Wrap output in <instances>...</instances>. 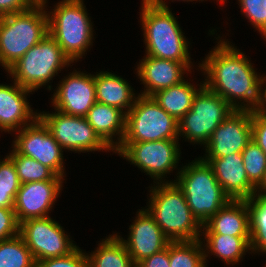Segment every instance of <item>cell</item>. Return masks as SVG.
Instances as JSON below:
<instances>
[{
  "mask_svg": "<svg viewBox=\"0 0 266 267\" xmlns=\"http://www.w3.org/2000/svg\"><path fill=\"white\" fill-rule=\"evenodd\" d=\"M241 153L247 178L257 188L265 175L266 154L253 140L247 144Z\"/></svg>",
  "mask_w": 266,
  "mask_h": 267,
  "instance_id": "obj_32",
  "label": "cell"
},
{
  "mask_svg": "<svg viewBox=\"0 0 266 267\" xmlns=\"http://www.w3.org/2000/svg\"><path fill=\"white\" fill-rule=\"evenodd\" d=\"M35 3H47V0H33Z\"/></svg>",
  "mask_w": 266,
  "mask_h": 267,
  "instance_id": "obj_43",
  "label": "cell"
},
{
  "mask_svg": "<svg viewBox=\"0 0 266 267\" xmlns=\"http://www.w3.org/2000/svg\"><path fill=\"white\" fill-rule=\"evenodd\" d=\"M85 7L83 0H62L47 13L48 33L72 63L85 56L93 43V26Z\"/></svg>",
  "mask_w": 266,
  "mask_h": 267,
  "instance_id": "obj_6",
  "label": "cell"
},
{
  "mask_svg": "<svg viewBox=\"0 0 266 267\" xmlns=\"http://www.w3.org/2000/svg\"><path fill=\"white\" fill-rule=\"evenodd\" d=\"M202 159L212 167L217 181L230 199L247 200L255 194L256 188L247 178L242 153Z\"/></svg>",
  "mask_w": 266,
  "mask_h": 267,
  "instance_id": "obj_19",
  "label": "cell"
},
{
  "mask_svg": "<svg viewBox=\"0 0 266 267\" xmlns=\"http://www.w3.org/2000/svg\"><path fill=\"white\" fill-rule=\"evenodd\" d=\"M20 224L13 208H0V241L19 234Z\"/></svg>",
  "mask_w": 266,
  "mask_h": 267,
  "instance_id": "obj_35",
  "label": "cell"
},
{
  "mask_svg": "<svg viewBox=\"0 0 266 267\" xmlns=\"http://www.w3.org/2000/svg\"><path fill=\"white\" fill-rule=\"evenodd\" d=\"M234 111L225 99L204 85L197 92L191 109L178 121V134L190 143L204 146L218 125Z\"/></svg>",
  "mask_w": 266,
  "mask_h": 267,
  "instance_id": "obj_9",
  "label": "cell"
},
{
  "mask_svg": "<svg viewBox=\"0 0 266 267\" xmlns=\"http://www.w3.org/2000/svg\"><path fill=\"white\" fill-rule=\"evenodd\" d=\"M179 140L121 143L114 151L136 165L154 180L162 182L166 174L177 168L180 159ZM164 176V177H163Z\"/></svg>",
  "mask_w": 266,
  "mask_h": 267,
  "instance_id": "obj_10",
  "label": "cell"
},
{
  "mask_svg": "<svg viewBox=\"0 0 266 267\" xmlns=\"http://www.w3.org/2000/svg\"><path fill=\"white\" fill-rule=\"evenodd\" d=\"M192 62H175L146 55L137 65L138 78L145 86L140 95L152 96L156 92L177 85L190 71Z\"/></svg>",
  "mask_w": 266,
  "mask_h": 267,
  "instance_id": "obj_18",
  "label": "cell"
},
{
  "mask_svg": "<svg viewBox=\"0 0 266 267\" xmlns=\"http://www.w3.org/2000/svg\"><path fill=\"white\" fill-rule=\"evenodd\" d=\"M202 228L203 234L250 236L249 209L246 200L230 199L203 224Z\"/></svg>",
  "mask_w": 266,
  "mask_h": 267,
  "instance_id": "obj_21",
  "label": "cell"
},
{
  "mask_svg": "<svg viewBox=\"0 0 266 267\" xmlns=\"http://www.w3.org/2000/svg\"><path fill=\"white\" fill-rule=\"evenodd\" d=\"M85 118L113 152L120 146L125 135L126 114L123 111L114 106L96 102ZM116 135H118V141H115Z\"/></svg>",
  "mask_w": 266,
  "mask_h": 267,
  "instance_id": "obj_22",
  "label": "cell"
},
{
  "mask_svg": "<svg viewBox=\"0 0 266 267\" xmlns=\"http://www.w3.org/2000/svg\"><path fill=\"white\" fill-rule=\"evenodd\" d=\"M206 244L205 263L209 252L223 260L226 264H236L251 250L250 236H231L222 234H204ZM206 246V248H205ZM207 250V253H206Z\"/></svg>",
  "mask_w": 266,
  "mask_h": 267,
  "instance_id": "obj_25",
  "label": "cell"
},
{
  "mask_svg": "<svg viewBox=\"0 0 266 267\" xmlns=\"http://www.w3.org/2000/svg\"><path fill=\"white\" fill-rule=\"evenodd\" d=\"M87 254L77 247L67 256L40 260L36 267H89Z\"/></svg>",
  "mask_w": 266,
  "mask_h": 267,
  "instance_id": "obj_33",
  "label": "cell"
},
{
  "mask_svg": "<svg viewBox=\"0 0 266 267\" xmlns=\"http://www.w3.org/2000/svg\"><path fill=\"white\" fill-rule=\"evenodd\" d=\"M16 133L13 148L19 154L33 158L64 178L63 148L39 117Z\"/></svg>",
  "mask_w": 266,
  "mask_h": 267,
  "instance_id": "obj_13",
  "label": "cell"
},
{
  "mask_svg": "<svg viewBox=\"0 0 266 267\" xmlns=\"http://www.w3.org/2000/svg\"><path fill=\"white\" fill-rule=\"evenodd\" d=\"M34 4L33 0H0V17L29 10Z\"/></svg>",
  "mask_w": 266,
  "mask_h": 267,
  "instance_id": "obj_37",
  "label": "cell"
},
{
  "mask_svg": "<svg viewBox=\"0 0 266 267\" xmlns=\"http://www.w3.org/2000/svg\"><path fill=\"white\" fill-rule=\"evenodd\" d=\"M63 180H47L21 184L14 201L18 223L47 217L62 189Z\"/></svg>",
  "mask_w": 266,
  "mask_h": 267,
  "instance_id": "obj_16",
  "label": "cell"
},
{
  "mask_svg": "<svg viewBox=\"0 0 266 267\" xmlns=\"http://www.w3.org/2000/svg\"><path fill=\"white\" fill-rule=\"evenodd\" d=\"M201 239L169 243L170 267H206Z\"/></svg>",
  "mask_w": 266,
  "mask_h": 267,
  "instance_id": "obj_28",
  "label": "cell"
},
{
  "mask_svg": "<svg viewBox=\"0 0 266 267\" xmlns=\"http://www.w3.org/2000/svg\"><path fill=\"white\" fill-rule=\"evenodd\" d=\"M137 213L138 216L136 215L129 227L128 239L124 240L121 237L136 265L143 259L164 250L171 242L146 209H139Z\"/></svg>",
  "mask_w": 266,
  "mask_h": 267,
  "instance_id": "obj_17",
  "label": "cell"
},
{
  "mask_svg": "<svg viewBox=\"0 0 266 267\" xmlns=\"http://www.w3.org/2000/svg\"><path fill=\"white\" fill-rule=\"evenodd\" d=\"M259 33H261L263 39H266V20L264 22V24L258 29Z\"/></svg>",
  "mask_w": 266,
  "mask_h": 267,
  "instance_id": "obj_42",
  "label": "cell"
},
{
  "mask_svg": "<svg viewBox=\"0 0 266 267\" xmlns=\"http://www.w3.org/2000/svg\"><path fill=\"white\" fill-rule=\"evenodd\" d=\"M120 237L114 234L103 239L96 250L87 255L89 267H136Z\"/></svg>",
  "mask_w": 266,
  "mask_h": 267,
  "instance_id": "obj_26",
  "label": "cell"
},
{
  "mask_svg": "<svg viewBox=\"0 0 266 267\" xmlns=\"http://www.w3.org/2000/svg\"><path fill=\"white\" fill-rule=\"evenodd\" d=\"M146 210L171 241L201 239L202 224L192 214L182 189L174 181L154 182ZM162 183V184H161Z\"/></svg>",
  "mask_w": 266,
  "mask_h": 267,
  "instance_id": "obj_2",
  "label": "cell"
},
{
  "mask_svg": "<svg viewBox=\"0 0 266 267\" xmlns=\"http://www.w3.org/2000/svg\"><path fill=\"white\" fill-rule=\"evenodd\" d=\"M144 3L152 5V6H156V7H160V8H166L168 9V6L166 5V2L163 0H142ZM176 1V0H175ZM179 1V0H178ZM181 1H198V0H181ZM200 1V0H199ZM204 1V0H201ZM219 1V0H218Z\"/></svg>",
  "mask_w": 266,
  "mask_h": 267,
  "instance_id": "obj_40",
  "label": "cell"
},
{
  "mask_svg": "<svg viewBox=\"0 0 266 267\" xmlns=\"http://www.w3.org/2000/svg\"><path fill=\"white\" fill-rule=\"evenodd\" d=\"M246 202L249 209L250 251L266 253V195L255 193Z\"/></svg>",
  "mask_w": 266,
  "mask_h": 267,
  "instance_id": "obj_27",
  "label": "cell"
},
{
  "mask_svg": "<svg viewBox=\"0 0 266 267\" xmlns=\"http://www.w3.org/2000/svg\"><path fill=\"white\" fill-rule=\"evenodd\" d=\"M169 244L164 250L140 261L136 267H170Z\"/></svg>",
  "mask_w": 266,
  "mask_h": 267,
  "instance_id": "obj_38",
  "label": "cell"
},
{
  "mask_svg": "<svg viewBox=\"0 0 266 267\" xmlns=\"http://www.w3.org/2000/svg\"><path fill=\"white\" fill-rule=\"evenodd\" d=\"M0 267H36L34 257L20 234L0 241Z\"/></svg>",
  "mask_w": 266,
  "mask_h": 267,
  "instance_id": "obj_29",
  "label": "cell"
},
{
  "mask_svg": "<svg viewBox=\"0 0 266 267\" xmlns=\"http://www.w3.org/2000/svg\"><path fill=\"white\" fill-rule=\"evenodd\" d=\"M13 85L0 84V129L1 132H15L31 124L38 113L34 112L27 101L32 92L13 81ZM29 122V123H28Z\"/></svg>",
  "mask_w": 266,
  "mask_h": 267,
  "instance_id": "obj_20",
  "label": "cell"
},
{
  "mask_svg": "<svg viewBox=\"0 0 266 267\" xmlns=\"http://www.w3.org/2000/svg\"><path fill=\"white\" fill-rule=\"evenodd\" d=\"M180 169L174 182L182 189L192 214L203 225L230 198L217 181L212 167L201 157Z\"/></svg>",
  "mask_w": 266,
  "mask_h": 267,
  "instance_id": "obj_5",
  "label": "cell"
},
{
  "mask_svg": "<svg viewBox=\"0 0 266 267\" xmlns=\"http://www.w3.org/2000/svg\"><path fill=\"white\" fill-rule=\"evenodd\" d=\"M251 110L237 109L214 130L202 158H222L241 153L252 140Z\"/></svg>",
  "mask_w": 266,
  "mask_h": 267,
  "instance_id": "obj_14",
  "label": "cell"
},
{
  "mask_svg": "<svg viewBox=\"0 0 266 267\" xmlns=\"http://www.w3.org/2000/svg\"><path fill=\"white\" fill-rule=\"evenodd\" d=\"M45 3L0 17V64L8 69L48 33ZM45 9V10H44Z\"/></svg>",
  "mask_w": 266,
  "mask_h": 267,
  "instance_id": "obj_3",
  "label": "cell"
},
{
  "mask_svg": "<svg viewBox=\"0 0 266 267\" xmlns=\"http://www.w3.org/2000/svg\"><path fill=\"white\" fill-rule=\"evenodd\" d=\"M223 40L198 66L207 75L204 85L225 99L235 110L252 111L259 103L262 75H257L251 61L241 50Z\"/></svg>",
  "mask_w": 266,
  "mask_h": 267,
  "instance_id": "obj_1",
  "label": "cell"
},
{
  "mask_svg": "<svg viewBox=\"0 0 266 267\" xmlns=\"http://www.w3.org/2000/svg\"><path fill=\"white\" fill-rule=\"evenodd\" d=\"M94 80L97 102L119 108L125 114L133 107L137 97L123 77L101 71L94 75Z\"/></svg>",
  "mask_w": 266,
  "mask_h": 267,
  "instance_id": "obj_23",
  "label": "cell"
},
{
  "mask_svg": "<svg viewBox=\"0 0 266 267\" xmlns=\"http://www.w3.org/2000/svg\"><path fill=\"white\" fill-rule=\"evenodd\" d=\"M71 63L59 44L47 33L39 43L11 65L7 72L17 84L34 92L42 85L50 83L58 71Z\"/></svg>",
  "mask_w": 266,
  "mask_h": 267,
  "instance_id": "obj_7",
  "label": "cell"
},
{
  "mask_svg": "<svg viewBox=\"0 0 266 267\" xmlns=\"http://www.w3.org/2000/svg\"><path fill=\"white\" fill-rule=\"evenodd\" d=\"M241 13L258 30L266 20V0H238Z\"/></svg>",
  "mask_w": 266,
  "mask_h": 267,
  "instance_id": "obj_34",
  "label": "cell"
},
{
  "mask_svg": "<svg viewBox=\"0 0 266 267\" xmlns=\"http://www.w3.org/2000/svg\"><path fill=\"white\" fill-rule=\"evenodd\" d=\"M255 193H261L266 195V171H265V175L264 178L262 180V182L260 183V185L256 188ZM258 191V192H257Z\"/></svg>",
  "mask_w": 266,
  "mask_h": 267,
  "instance_id": "obj_41",
  "label": "cell"
},
{
  "mask_svg": "<svg viewBox=\"0 0 266 267\" xmlns=\"http://www.w3.org/2000/svg\"><path fill=\"white\" fill-rule=\"evenodd\" d=\"M178 121L169 115L152 96L138 94L126 114L125 135L121 143L178 140Z\"/></svg>",
  "mask_w": 266,
  "mask_h": 267,
  "instance_id": "obj_8",
  "label": "cell"
},
{
  "mask_svg": "<svg viewBox=\"0 0 266 267\" xmlns=\"http://www.w3.org/2000/svg\"><path fill=\"white\" fill-rule=\"evenodd\" d=\"M251 128L252 140L266 154V116L252 110Z\"/></svg>",
  "mask_w": 266,
  "mask_h": 267,
  "instance_id": "obj_36",
  "label": "cell"
},
{
  "mask_svg": "<svg viewBox=\"0 0 266 267\" xmlns=\"http://www.w3.org/2000/svg\"><path fill=\"white\" fill-rule=\"evenodd\" d=\"M7 156L13 161L21 184L47 180H64L63 177L57 176L47 166L33 158L19 154L14 148Z\"/></svg>",
  "mask_w": 266,
  "mask_h": 267,
  "instance_id": "obj_30",
  "label": "cell"
},
{
  "mask_svg": "<svg viewBox=\"0 0 266 267\" xmlns=\"http://www.w3.org/2000/svg\"><path fill=\"white\" fill-rule=\"evenodd\" d=\"M64 228L50 216L31 218L20 223L19 234L30 249L35 262L69 255L78 246Z\"/></svg>",
  "mask_w": 266,
  "mask_h": 267,
  "instance_id": "obj_12",
  "label": "cell"
},
{
  "mask_svg": "<svg viewBox=\"0 0 266 267\" xmlns=\"http://www.w3.org/2000/svg\"><path fill=\"white\" fill-rule=\"evenodd\" d=\"M200 84L197 89L188 80H183L177 85L156 92L152 97L160 107L179 121L191 109L197 92L204 86V81Z\"/></svg>",
  "mask_w": 266,
  "mask_h": 267,
  "instance_id": "obj_24",
  "label": "cell"
},
{
  "mask_svg": "<svg viewBox=\"0 0 266 267\" xmlns=\"http://www.w3.org/2000/svg\"><path fill=\"white\" fill-rule=\"evenodd\" d=\"M264 75L261 76V81H260V96H259V103L257 105V107L254 109V111L256 113H259L261 115L266 116V88L263 89V84L265 83L266 85V75L263 77ZM263 92H262V91Z\"/></svg>",
  "mask_w": 266,
  "mask_h": 267,
  "instance_id": "obj_39",
  "label": "cell"
},
{
  "mask_svg": "<svg viewBox=\"0 0 266 267\" xmlns=\"http://www.w3.org/2000/svg\"><path fill=\"white\" fill-rule=\"evenodd\" d=\"M140 20L144 30L146 54L175 62H191L186 37L170 9L142 1Z\"/></svg>",
  "mask_w": 266,
  "mask_h": 267,
  "instance_id": "obj_4",
  "label": "cell"
},
{
  "mask_svg": "<svg viewBox=\"0 0 266 267\" xmlns=\"http://www.w3.org/2000/svg\"><path fill=\"white\" fill-rule=\"evenodd\" d=\"M58 85L52 96V105L62 113L85 117L97 102L94 74L75 70Z\"/></svg>",
  "mask_w": 266,
  "mask_h": 267,
  "instance_id": "obj_15",
  "label": "cell"
},
{
  "mask_svg": "<svg viewBox=\"0 0 266 267\" xmlns=\"http://www.w3.org/2000/svg\"><path fill=\"white\" fill-rule=\"evenodd\" d=\"M38 117L63 149L84 153L112 150L98 136L85 117L68 115L56 109L54 113L44 111L38 113Z\"/></svg>",
  "mask_w": 266,
  "mask_h": 267,
  "instance_id": "obj_11",
  "label": "cell"
},
{
  "mask_svg": "<svg viewBox=\"0 0 266 267\" xmlns=\"http://www.w3.org/2000/svg\"><path fill=\"white\" fill-rule=\"evenodd\" d=\"M21 182L13 161L6 156L0 160V208H13Z\"/></svg>",
  "mask_w": 266,
  "mask_h": 267,
  "instance_id": "obj_31",
  "label": "cell"
}]
</instances>
